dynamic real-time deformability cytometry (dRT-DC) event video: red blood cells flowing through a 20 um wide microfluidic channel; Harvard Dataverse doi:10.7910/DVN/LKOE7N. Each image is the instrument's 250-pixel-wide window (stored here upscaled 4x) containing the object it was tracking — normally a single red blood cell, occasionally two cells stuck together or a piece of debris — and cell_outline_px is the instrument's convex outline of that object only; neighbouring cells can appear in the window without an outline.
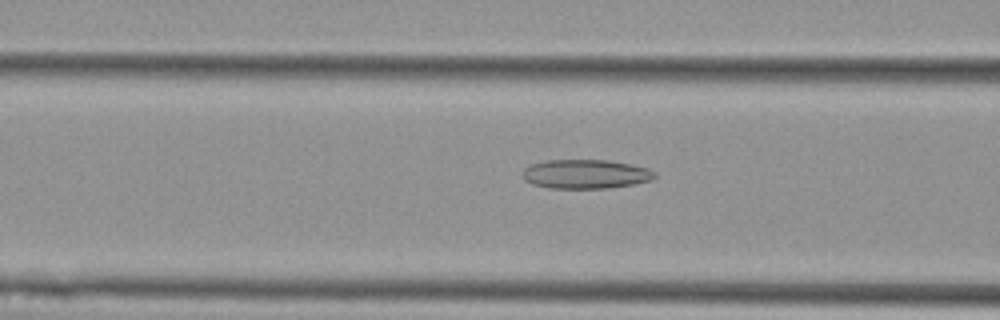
{"species": "Egyptian fruit bat (a non-hibernating species)", "species_latin": "Rousettus aegyptiacus", "temperature_condition": "cold", "stored_images_in_passage": 56, "camera_frame_rate_fps": 3000, "um_per_image_px": 0.085, "animal": {"sex": "female"}, "frame": {"image": 1, "passage_image": 22, "time_ms": 7.0, "image_size_px": [1000, 320], "cell_outline_px": [[656, 176], [652, 180], [632, 184], [608, 188], [552, 188], [532, 184], [524, 180], [524, 168], [532, 164], [548, 160], [608, 160], [632, 164], [648, 168], [656, 172]], "centroid_in_image_um": [49.81, 14.79], "position_along_channel_um": 116.8, "area_um2": 22.37}}
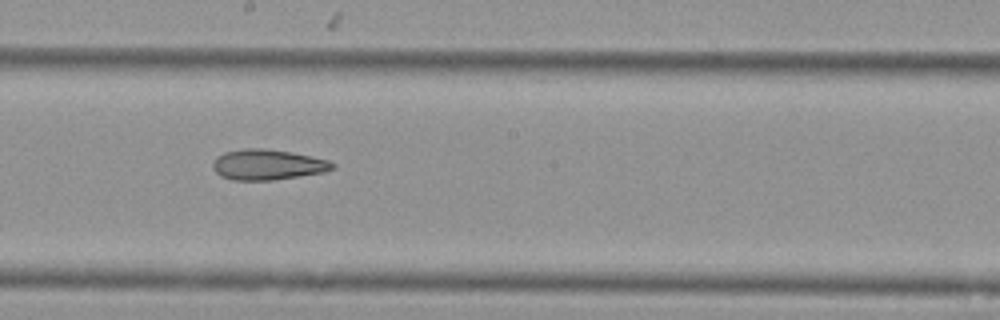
{"frame": {"image": 2, "passage_image": 31, "time_ms": 10.0, "image_size_px": [1000, 320], "cell_outline_px": [[336, 168], [324, 172], [272, 180], [232, 180], [220, 176], [216, 172], [212, 164], [216, 156], [224, 152], [244, 148], [264, 148], [292, 152], [312, 156], [328, 160], [336, 164]], "centroid_in_image_um": [22.75, 13.99], "position_along_channel_um": 225.5, "area_um2": 21.39}}
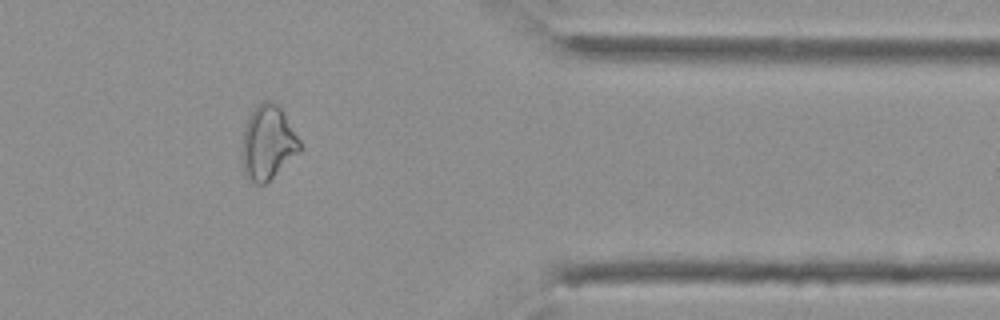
{"frame": {"image": 3, "passage_image": 46, "time_ms": 15.0, "image_size_px": [1000, 320], "cell_outline_px": [[300, 152], [264, 184], [256, 184], [244, 176], [240, 148], [244, 124], [256, 104], [264, 100], [272, 100], [280, 108], [300, 140]], "centroid_in_image_um": [22.71, 12.12], "position_along_channel_um": 388.7, "area_um2": 25.2}, "authors_computed_cell_mechanics": {"area_um2": 25.721, "velocity_mm_per_s": 3.6241, "shape_relaxation_time_tau1_ms": null, "shape_relaxation_time_tau2_ms": 6.9928, "deformation_change_tau1": null, "deformation_change_tau2": 0.1737}}